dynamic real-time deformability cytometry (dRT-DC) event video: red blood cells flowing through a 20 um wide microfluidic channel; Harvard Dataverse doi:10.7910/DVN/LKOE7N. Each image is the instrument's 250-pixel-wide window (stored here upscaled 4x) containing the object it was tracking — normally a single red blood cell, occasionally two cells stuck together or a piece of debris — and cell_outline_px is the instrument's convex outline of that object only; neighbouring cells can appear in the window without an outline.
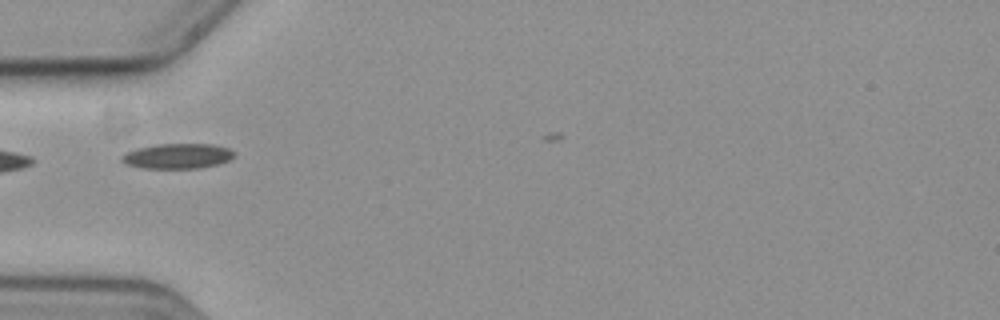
{"species": "common noctule bat (a hibernating species)", "species_latin": "Nyctalus noctula", "temperature_condition": "cold", "stored_images_in_passage": 3, "camera_frame_rate_fps": 3000, "um_per_image_px": 0.085, "animal": {"sex": "female", "body_mass_g": 19.3, "forearm_length_mm": 54.1}, "frame": {"image": 1, "passage_image": 1, "time_ms": 0.0, "image_size_px": [1000, 320], "cell_outline_px": [[236, 156], [220, 164], [200, 168], [144, 168], [124, 164], [120, 160], [120, 156], [136, 148], [156, 144], [212, 144], [228, 148], [236, 152]], "centroid_in_image_um": [15.1, 13.26], "position_along_channel_um": 69.9, "area_um2": 16.65}}